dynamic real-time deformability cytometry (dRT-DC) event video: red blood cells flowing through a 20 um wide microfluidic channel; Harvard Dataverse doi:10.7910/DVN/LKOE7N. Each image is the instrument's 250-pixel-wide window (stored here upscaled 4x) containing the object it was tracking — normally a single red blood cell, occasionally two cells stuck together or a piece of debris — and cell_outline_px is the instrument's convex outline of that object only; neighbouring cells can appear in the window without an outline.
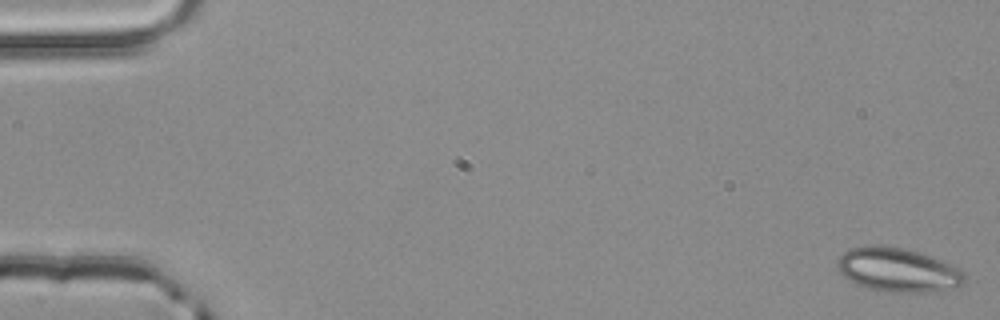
{"species": "common noctule bat (a hibernating species)", "species_latin": "Nyctalus noctula", "temperature_condition": "room temperature", "stored_images_in_passage": 53, "camera_frame_rate_fps": 3000, "um_per_image_px": 0.085, "animal": {"sex": "male", "body_mass_g": 20.4}, "frame": {"image": 1, "passage_image": 1, "time_ms": 0.0, "image_size_px": [1000, 320], "cell_outline_px": [[964, 284], [956, 288], [924, 292], [888, 292], [868, 288], [856, 284], [848, 280], [836, 268], [836, 260], [848, 248], [872, 244], [876, 244], [908, 248], [920, 252], [940, 260], [964, 272]], "centroid_in_image_um": [76.26, 22.92], "position_along_channel_um": 8.7, "area_um2": 32.89}}
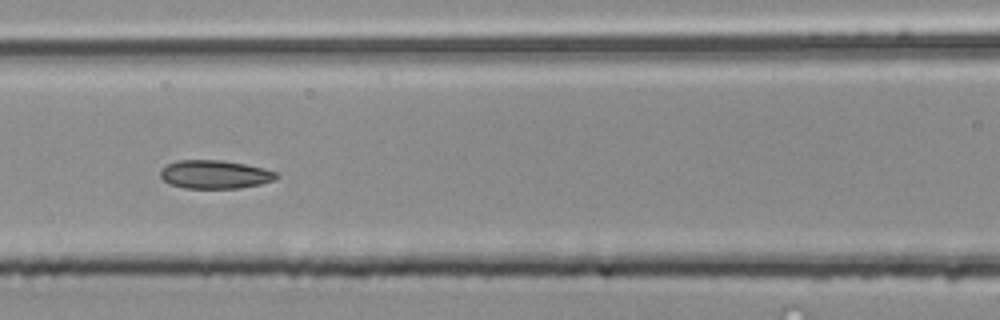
{"frame": {"image": 2, "passage_image": 24, "time_ms": 7.667, "image_size_px": [1000, 320], "cell_outline_px": [[280, 176], [276, 180], [260, 184], [240, 188], [184, 188], [168, 184], [160, 176], [160, 172], [168, 164], [176, 160], [224, 160], [264, 168], [276, 172]], "centroid_in_image_um": [18.29, 14.83], "position_along_channel_um": 148.3, "area_um2": 19.31}}
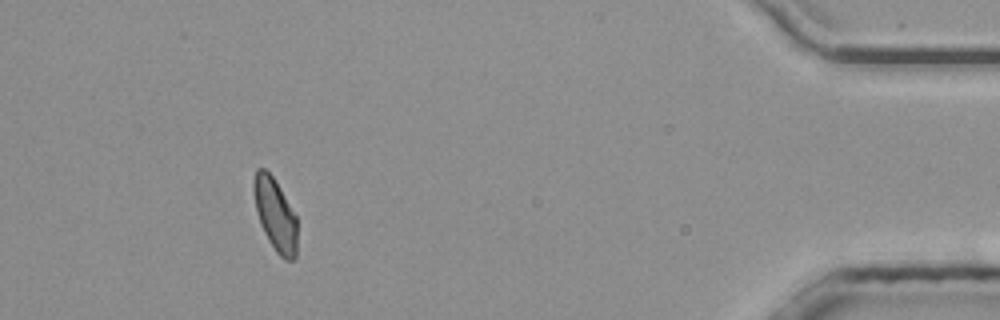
{"frame": {"image": 3, "passage_image": 49, "time_ms": 16.0, "image_size_px": [1000, 320], "cell_outline_px": [[296, 256], [292, 260], [284, 260], [276, 252], [268, 240], [260, 224], [256, 208], [252, 188], [252, 184], [256, 168], [264, 168], [272, 176], [296, 216]], "centroid_in_image_um": [23.37, 18.24], "position_along_channel_um": 411.8, "area_um2": 18.15}, "authors_computed_cell_mechanics": {"area_um2": 19.2474, "velocity_mm_per_s": 3.9317, "shape_relaxation_time_tau1_ms": 7.7352, "shape_relaxation_time_tau2_ms": 2.1768, "deformation_change_tau1": 0.1326, "deformation_change_tau2": 0.0586}}